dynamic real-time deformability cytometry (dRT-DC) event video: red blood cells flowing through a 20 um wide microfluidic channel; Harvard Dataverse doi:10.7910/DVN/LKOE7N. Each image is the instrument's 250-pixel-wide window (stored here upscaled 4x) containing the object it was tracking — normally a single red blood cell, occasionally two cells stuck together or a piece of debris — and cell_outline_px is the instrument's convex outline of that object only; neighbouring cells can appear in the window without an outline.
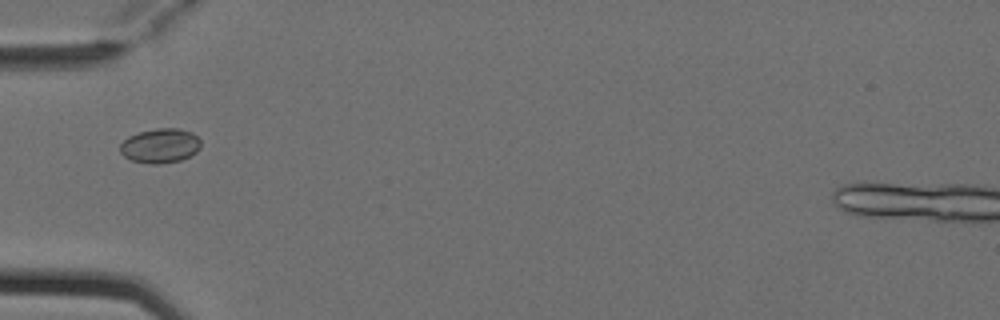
{"species": "Egyptian fruit bat (a non-hibernating species)", "species_latin": "Rousettus aegyptiacus", "temperature_condition": "cold", "stored_images_in_passage": 8, "camera_frame_rate_fps": 3000, "um_per_image_px": 0.085, "animal": {"sex": "female"}, "frame": {"image": 1, "passage_image": 5, "time_ms": 1.333, "image_size_px": [1000, 320], "cell_outline_px": [[200, 148], [196, 152], [180, 160], [160, 164], [152, 164], [132, 160], [124, 156], [120, 152], [120, 144], [128, 136], [140, 132], [156, 128], [180, 128], [192, 132], [200, 140]], "centroid_in_image_um": [13.61, 12.38], "position_along_channel_um": 71.4, "area_um2": 16.18}}
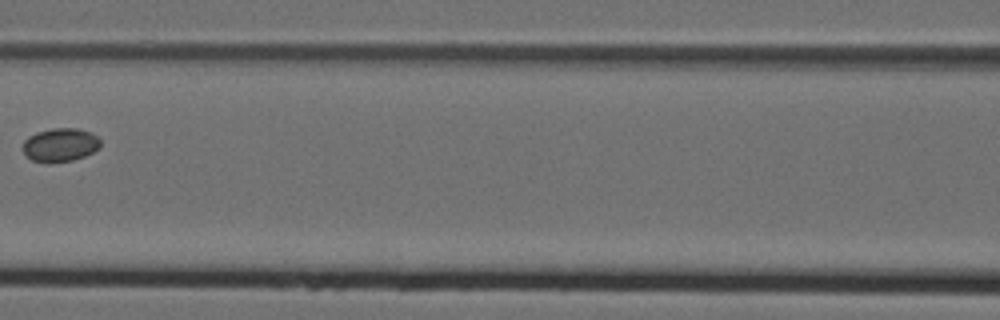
{"frame": {"image": 2, "passage_image": 7, "time_ms": 2.0, "image_size_px": [1000, 320], "cell_outline_px": [[100, 148], [84, 156], [72, 160], [32, 160], [20, 148], [24, 140], [28, 136], [36, 132], [52, 128], [76, 128], [92, 132], [100, 140]], "centroid_in_image_um": [5.12, 12.26], "position_along_channel_um": 161.5, "area_um2": 14.85}}
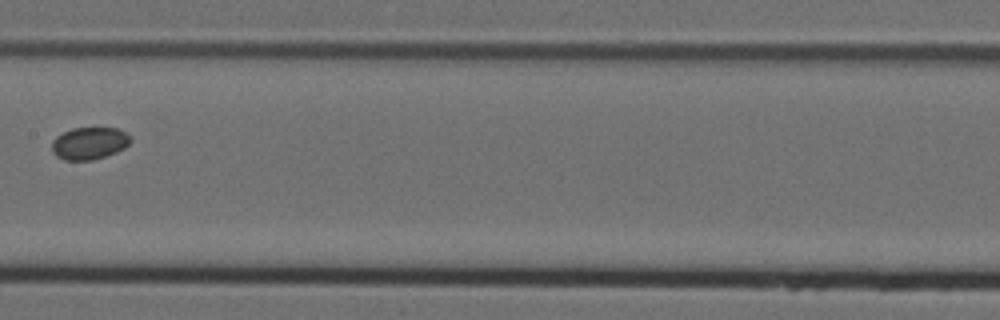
{"frame": {"image": 3, "passage_image": 8, "time_ms": 2.333, "image_size_px": [1000, 320], "cell_outline_px": [[132, 140], [124, 148], [116, 152], [92, 160], [64, 160], [56, 156], [52, 152], [52, 140], [56, 136], [72, 128], [120, 128], [128, 132], [132, 136]], "centroid_in_image_um": [7.62, 12.16], "position_along_channel_um": 199.8, "area_um2": 14.97}}